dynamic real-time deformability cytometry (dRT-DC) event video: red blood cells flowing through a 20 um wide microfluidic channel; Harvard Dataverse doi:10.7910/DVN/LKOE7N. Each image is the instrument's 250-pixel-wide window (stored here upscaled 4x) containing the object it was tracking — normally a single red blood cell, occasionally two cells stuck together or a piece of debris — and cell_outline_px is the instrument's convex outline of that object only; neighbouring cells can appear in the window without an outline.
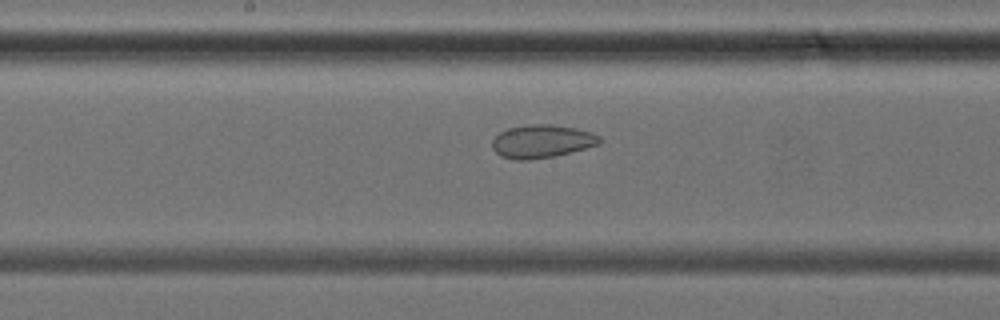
{"species": "common noctule bat (a hibernating species)", "species_latin": "Nyctalus noctula", "temperature_condition": "cold", "stored_images_in_passage": 25, "camera_frame_rate_fps": 3000, "um_per_image_px": 0.085, "animal": {"sex": "female", "body_mass_g": 24.6, "forearm_length_mm": 56.2}, "frame": {"image": 1, "passage_image": 13, "time_ms": 4.0, "image_size_px": [1000, 320], "cell_outline_px": [[600, 144], [552, 156], [528, 160], [516, 160], [500, 156], [492, 148], [492, 140], [500, 132], [508, 128], [532, 124], [552, 124], [576, 128], [592, 132], [600, 136]], "centroid_in_image_um": [46.04, 12.0], "position_along_channel_um": 202.2, "area_um2": 20.58}}
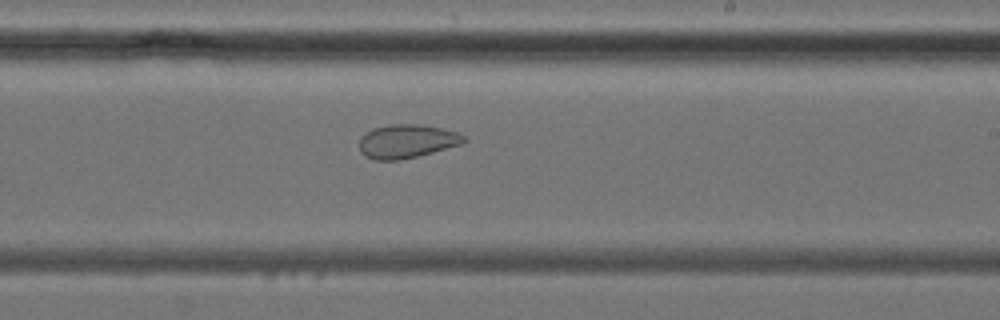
{"frame": {"image": 2, "passage_image": 16, "time_ms": 5.0, "image_size_px": [1000, 320], "cell_outline_px": [[464, 140], [460, 144], [432, 152], [400, 160], [376, 160], [364, 156], [360, 152], [360, 136], [372, 128], [392, 124], [420, 124], [440, 128], [456, 132], [464, 136]], "centroid_in_image_um": [34.51, 12.0], "position_along_channel_um": 254.5, "area_um2": 20.29}}